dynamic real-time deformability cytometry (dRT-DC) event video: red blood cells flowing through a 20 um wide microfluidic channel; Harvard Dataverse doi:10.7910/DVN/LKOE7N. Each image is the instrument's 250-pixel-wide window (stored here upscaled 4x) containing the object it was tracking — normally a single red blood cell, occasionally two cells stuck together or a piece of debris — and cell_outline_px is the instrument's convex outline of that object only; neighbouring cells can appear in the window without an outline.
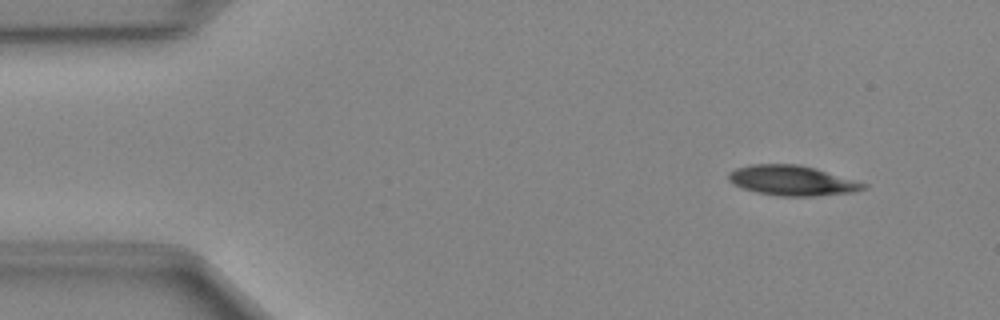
{"species": "Egyptian fruit bat (a non-hibernating species)", "species_latin": "Rousettus aegyptiacus", "temperature_condition": "cold", "stored_images_in_passage": 15, "camera_frame_rate_fps": 3000, "um_per_image_px": 0.085, "animal": {"sex": "female"}, "frame": {"image": 1, "passage_image": 5, "time_ms": 1.333, "image_size_px": [1000, 320], "cell_outline_px": [[868, 188], [852, 192], [816, 196], [780, 196], [756, 192], [732, 184], [728, 180], [728, 172], [736, 168], [748, 164], [796, 164], [816, 168], [868, 184]], "centroid_in_image_um": [67.32, 15.34], "position_along_channel_um": 17.7, "area_um2": 23.7}}
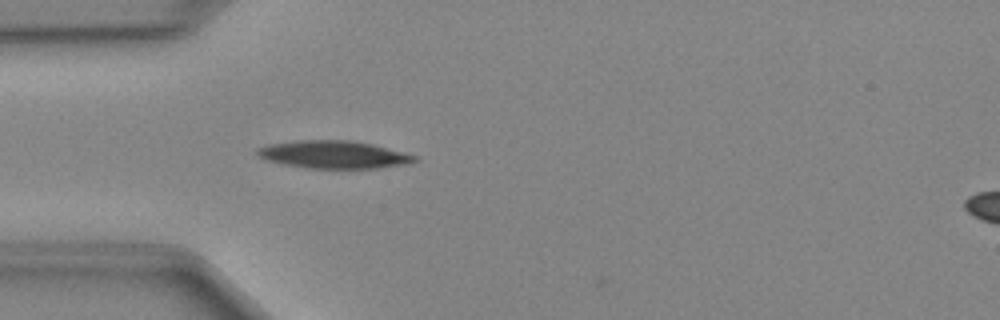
{"frame": {"image": 2, "passage_image": 14, "time_ms": 4.333, "image_size_px": [1000, 320], "cell_outline_px": [[420, 160], [404, 164], [376, 168], [308, 168], [280, 164], [264, 160], [256, 156], [256, 148], [268, 144], [296, 140], [348, 140], [372, 144], [416, 156]], "centroid_in_image_um": [28.26, 13.14], "position_along_channel_um": 56.7, "area_um2": 25.43}}